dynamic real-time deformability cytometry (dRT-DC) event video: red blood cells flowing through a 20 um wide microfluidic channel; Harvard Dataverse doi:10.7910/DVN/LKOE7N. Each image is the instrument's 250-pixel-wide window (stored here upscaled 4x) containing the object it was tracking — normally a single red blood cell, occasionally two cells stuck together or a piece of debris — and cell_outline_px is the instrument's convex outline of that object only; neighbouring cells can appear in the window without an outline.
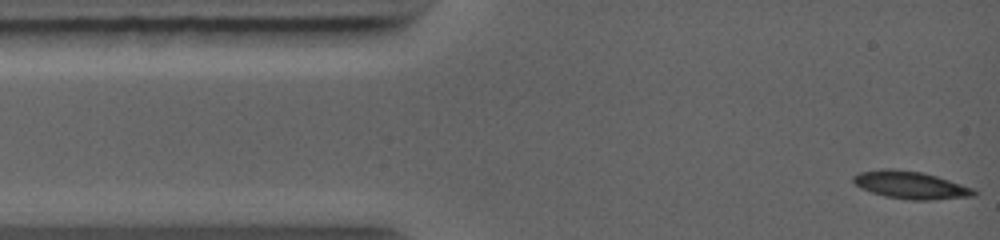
{"species": "common noctule bat (a hibernating species)", "species_latin": "Nyctalus noctula", "temperature_condition": "warm", "stored_images_in_passage": 18, "camera_frame_rate_fps": 5000, "um_per_image_px": 0.085, "animal": {"sex": "female", "body_mass_g": 19.0, "forearm_length_mm": 56.7}, "frame": {"image": 1, "passage_image": 1, "time_ms": 0.0, "image_size_px": [1000, 240], "cell_outline_px": [[976, 196], [928, 200], [908, 200], [884, 196], [860, 188], [852, 180], [852, 176], [860, 172], [880, 168], [892, 168], [920, 172], [936, 176], [976, 188]], "centroid_in_image_um": [77.4, 15.73], "position_along_channel_um": 7.6, "area_um2": 19.54}}
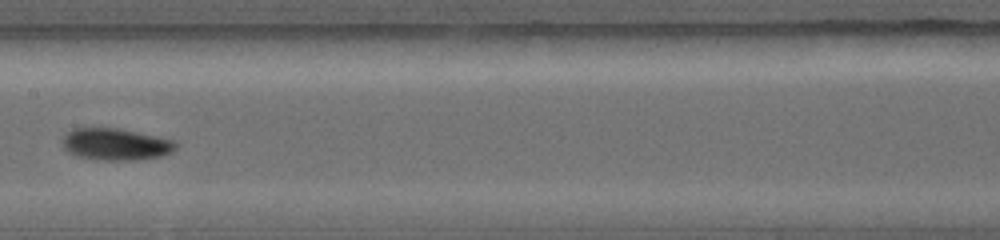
{"frame": {"image": 2, "passage_image": 11, "time_ms": 5.4, "image_size_px": [1000, 240], "cell_outline_px": [[180, 144], [172, 152], [160, 156], [136, 160], [96, 160], [76, 156], [68, 152], [64, 148], [60, 140], [72, 128], [120, 128], [176, 140]], "centroid_in_image_um": [9.85, 12.26], "position_along_channel_um": 197.6, "area_um2": 21.44}}
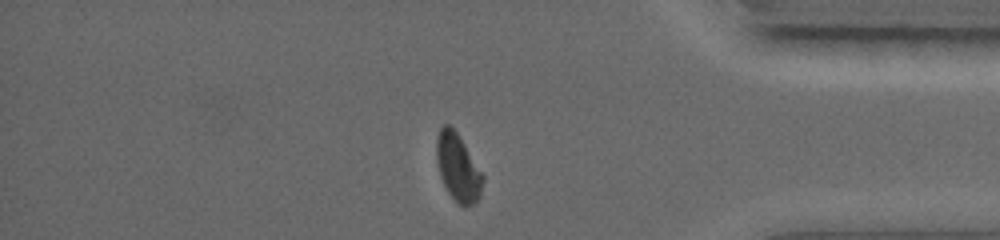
{"frame": {"image": 3, "passage_image": 18, "time_ms": 10.0, "image_size_px": [1000, 240], "cell_outline_px": [[484, 180], [480, 196], [472, 204], [464, 208], [448, 192], [440, 176], [436, 160], [436, 136], [440, 128], [444, 124], [448, 124], [456, 132], [484, 176]], "centroid_in_image_um": [38.91, 14.24], "position_along_channel_um": 396.3, "area_um2": 17.92}}